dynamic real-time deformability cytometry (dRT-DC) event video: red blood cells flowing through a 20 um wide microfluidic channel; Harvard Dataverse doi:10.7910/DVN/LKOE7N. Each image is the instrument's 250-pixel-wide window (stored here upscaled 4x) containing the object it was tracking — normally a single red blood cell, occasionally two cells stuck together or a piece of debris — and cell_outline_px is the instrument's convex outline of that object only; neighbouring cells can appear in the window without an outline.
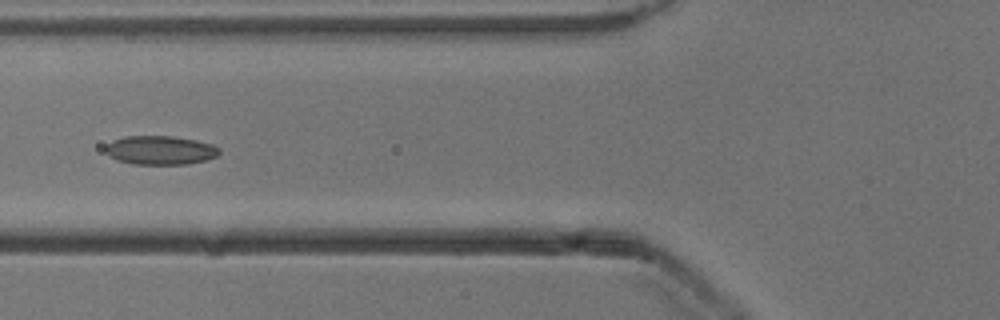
{"species": "common noctule bat (a hibernating species)", "species_latin": "Nyctalus noctula", "temperature_condition": "cold", "stored_images_in_passage": 52, "camera_frame_rate_fps": 3000, "um_per_image_px": 0.085, "animal": {"sex": "male", "body_mass_g": 13.3}, "frame": {"image": 1, "passage_image": 20, "time_ms": 6.333, "image_size_px": [1000, 320], "cell_outline_px": [[220, 152], [216, 156], [204, 160], [188, 164], [132, 164], [116, 160], [108, 156], [104, 152], [104, 148], [112, 140], [124, 136], [172, 136], [196, 140], [212, 144], [220, 148]], "centroid_in_image_um": [13.58, 12.76], "position_along_channel_um": 112.2, "area_um2": 19.31}}
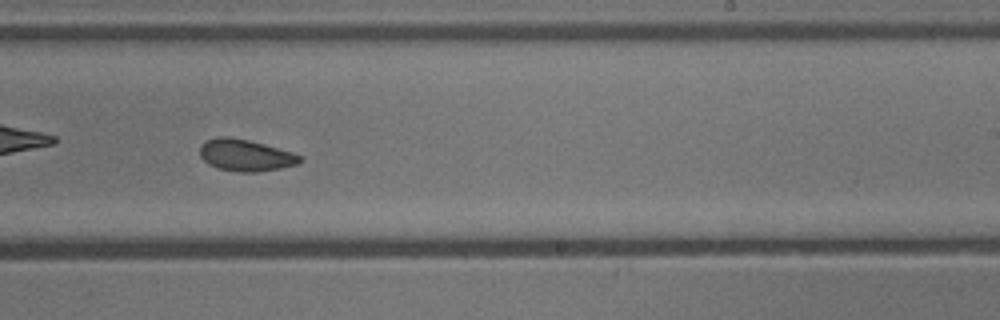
{"frame": {"image": 2, "passage_image": 32, "time_ms": 10.333, "image_size_px": [1000, 320], "cell_outline_px": [[304, 160], [300, 164], [280, 168], [256, 172], [240, 172], [216, 168], [208, 164], [200, 156], [200, 144], [216, 136], [228, 136], [248, 140], [292, 152], [304, 156]], "centroid_in_image_um": [20.89, 13.2], "position_along_channel_um": 268.1, "area_um2": 18.67}}
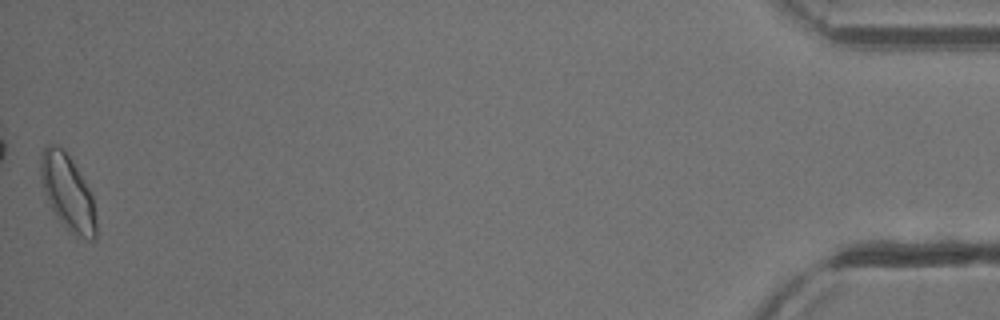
{"frame": {"image": 3, "passage_image": 52, "time_ms": 17.0, "image_size_px": [1000, 320], "cell_outline_px": [[96, 240], [84, 240], [72, 232], [56, 216], [40, 184], [40, 152], [48, 144], [52, 144], [64, 148], [72, 160], [84, 180], [92, 196], [96, 216]], "centroid_in_image_um": [5.74, 16.33], "position_along_channel_um": 429.5, "area_um2": 24.45}, "authors_computed_cell_mechanics": {"area_um2": 19.3341, "velocity_mm_per_s": 3.9045, "shape_relaxation_time_tau1_ms": 8.2912, "shape_relaxation_time_tau2_ms": 3.1913, "deformation_change_tau1": 0.1172, "deformation_change_tau2": 0.0916}}